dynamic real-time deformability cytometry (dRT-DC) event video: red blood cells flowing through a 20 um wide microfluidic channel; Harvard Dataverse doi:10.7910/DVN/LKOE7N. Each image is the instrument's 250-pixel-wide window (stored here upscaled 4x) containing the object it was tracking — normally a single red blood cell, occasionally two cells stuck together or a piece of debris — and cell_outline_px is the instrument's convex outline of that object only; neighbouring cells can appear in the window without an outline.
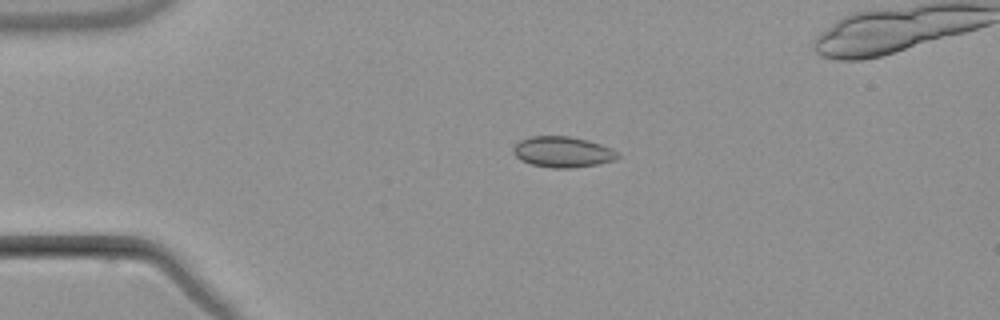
{"species": "common noctule bat (a hibernating species)", "species_latin": "Nyctalus noctula", "temperature_condition": "warm", "stored_images_in_passage": 4, "camera_frame_rate_fps": 3000, "um_per_image_px": 0.085, "animal": {"sex": "male", "body_mass_g": 21.5, "forearm_length_mm": 52.0}, "frame": {"image": 1, "passage_image": 2, "time_ms": 4.0, "image_size_px": [1000, 320], "cell_outline_px": [[620, 156], [612, 160], [596, 164], [572, 168], [552, 168], [532, 164], [520, 160], [512, 152], [512, 148], [520, 140], [528, 136], [568, 136], [588, 140], [612, 148], [620, 152]], "centroid_in_image_um": [47.81, 12.91], "position_along_channel_um": 37.2, "area_um2": 18.79}}